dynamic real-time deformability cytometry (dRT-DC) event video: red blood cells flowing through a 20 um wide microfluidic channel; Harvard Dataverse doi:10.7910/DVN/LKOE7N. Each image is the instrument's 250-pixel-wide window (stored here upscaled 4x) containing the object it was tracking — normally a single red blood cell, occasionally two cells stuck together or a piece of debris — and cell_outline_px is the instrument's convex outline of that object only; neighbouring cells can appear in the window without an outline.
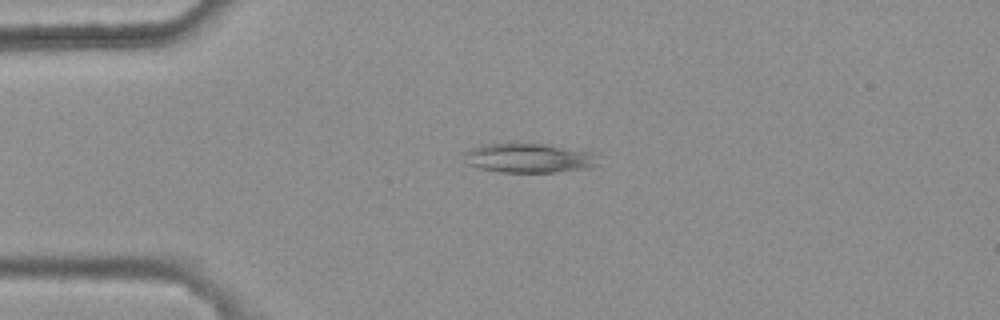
{"species": "common noctule bat (a hibernating species)", "species_latin": "Nyctalus noctula", "temperature_condition": "warm", "stored_images_in_passage": 3, "camera_frame_rate_fps": 3000, "um_per_image_px": 0.085, "animal": {"sex": "female", "body_mass_g": 25.1}, "frame": {"image": 1, "passage_image": 3, "time_ms": 0.667, "image_size_px": [1000, 320], "cell_outline_px": [[596, 164], [592, 168], [556, 172], [500, 172], [480, 168], [468, 164], [464, 152], [472, 148], [484, 144], [552, 144], [596, 152]], "centroid_in_image_um": [45.04, 13.43], "position_along_channel_um": 40.0, "area_um2": 23.0}}